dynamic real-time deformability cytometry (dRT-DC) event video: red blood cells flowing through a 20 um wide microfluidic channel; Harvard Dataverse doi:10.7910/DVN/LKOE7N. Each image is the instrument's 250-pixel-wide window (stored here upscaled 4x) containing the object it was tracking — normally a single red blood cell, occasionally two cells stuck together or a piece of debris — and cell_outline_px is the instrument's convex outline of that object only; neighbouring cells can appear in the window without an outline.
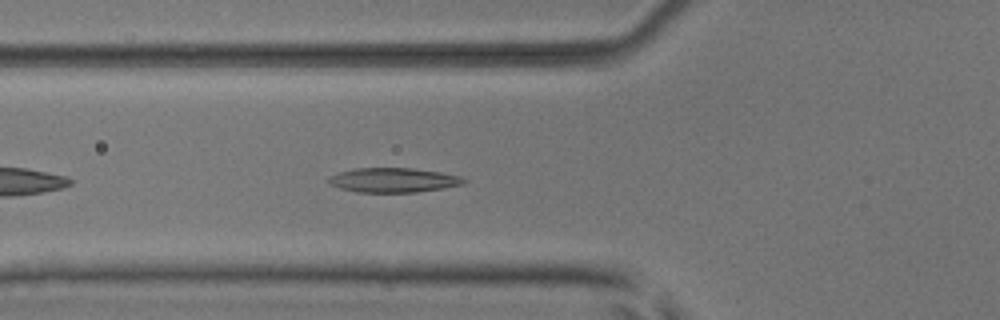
{"species": "common noctule bat (a hibernating species)", "species_latin": "Nyctalus noctula", "temperature_condition": "room temperature", "stored_images_in_passage": 29, "camera_frame_rate_fps": 3000, "um_per_image_px": 0.085, "animal": {"sex": "male", "body_mass_g": 17.9, "forearm_length_mm": 54.2}, "frame": {"image": 1, "passage_image": 3, "time_ms": 0.667, "image_size_px": [1000, 320], "cell_outline_px": [[468, 180], [464, 184], [444, 188], [416, 192], [356, 192], [340, 188], [328, 184], [328, 180], [332, 176], [340, 172], [356, 168], [412, 168], [440, 172], [460, 176]], "centroid_in_image_um": [33.47, 15.31], "position_along_channel_um": 92.3, "area_um2": 19.25}}
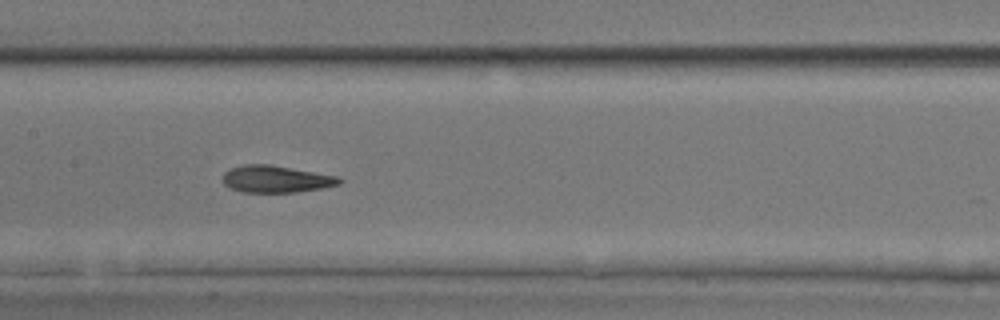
{"frame": {"image": 2, "passage_image": 10, "time_ms": 3.0, "image_size_px": [1000, 320], "cell_outline_px": [[344, 180], [340, 184], [324, 188], [296, 192], [244, 192], [232, 188], [224, 184], [224, 172], [232, 168], [244, 164], [268, 164], [340, 176]], "centroid_in_image_um": [23.53, 15.22], "position_along_channel_um": 183.9, "area_um2": 18.32}}
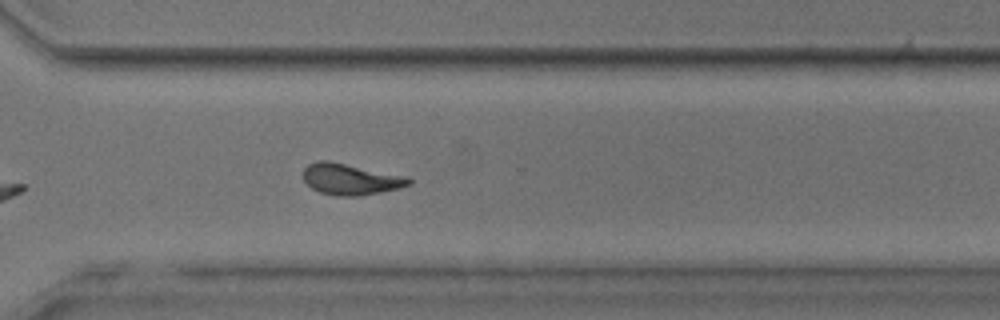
{"frame": {"image": 3, "passage_image": 22, "time_ms": 7.0, "image_size_px": [1000, 320], "cell_outline_px": [[412, 184], [400, 188], [380, 192], [356, 196], [336, 196], [320, 192], [312, 188], [304, 180], [304, 168], [308, 164], [320, 160], [328, 160], [408, 176], [412, 180]], "centroid_in_image_um": [29.83, 15.23], "position_along_channel_um": 340.8, "area_um2": 19.25}, "authors_computed_cell_mechanics": {"area_um2": 18.3226, "velocity_mm_per_s": 3.9273, "shape_relaxation_time_tau1_ms": 8.688, "shape_relaxation_time_tau2_ms": 2.1113, "deformation_change_tau1": 0.2178, "deformation_change_tau2": 0.107}}